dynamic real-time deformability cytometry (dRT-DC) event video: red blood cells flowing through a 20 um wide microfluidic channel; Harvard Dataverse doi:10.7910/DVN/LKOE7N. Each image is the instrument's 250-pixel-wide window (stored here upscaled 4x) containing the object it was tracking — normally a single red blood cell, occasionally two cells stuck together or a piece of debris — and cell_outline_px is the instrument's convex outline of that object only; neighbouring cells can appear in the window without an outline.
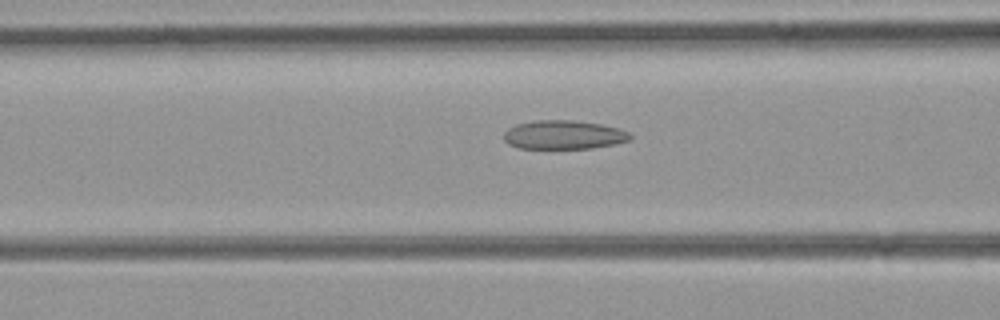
{"species": "common noctule bat (a hibernating species)", "species_latin": "Nyctalus noctula", "temperature_condition": "room temperature", "stored_images_in_passage": 49, "camera_frame_rate_fps": 3000, "um_per_image_px": 0.085, "animal": {"sex": "female", "body_mass_g": 21.9}, "frame": {"image": 1, "passage_image": 18, "time_ms": 5.667, "image_size_px": [1000, 320], "cell_outline_px": [[632, 140], [616, 144], [592, 148], [520, 148], [508, 144], [504, 140], [504, 132], [508, 128], [516, 124], [536, 120], [572, 120], [600, 124], [620, 128], [628, 132], [632, 136]], "centroid_in_image_um": [47.94, 11.46], "position_along_channel_um": 118.7, "area_um2": 21.33}}
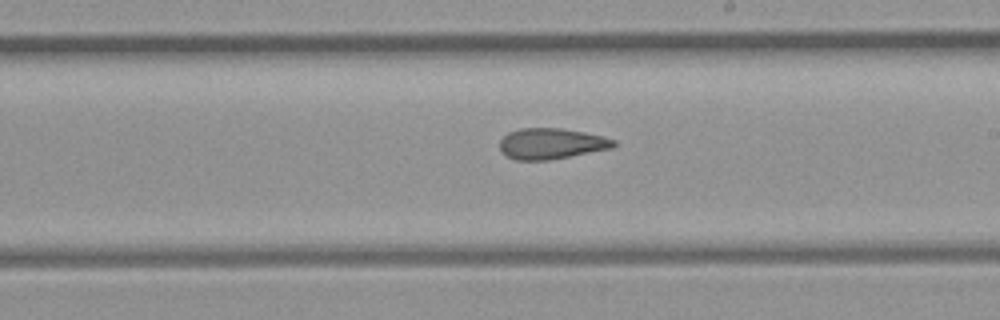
{"frame": {"image": 2, "passage_image": 27, "time_ms": 8.667, "image_size_px": [1000, 320], "cell_outline_px": [[616, 144], [612, 148], [548, 160], [516, 160], [500, 152], [500, 140], [508, 132], [520, 128], [560, 128], [584, 132], [604, 136], [616, 140]], "centroid_in_image_um": [46.85, 12.2], "position_along_channel_um": 242.1, "area_um2": 20.46}}
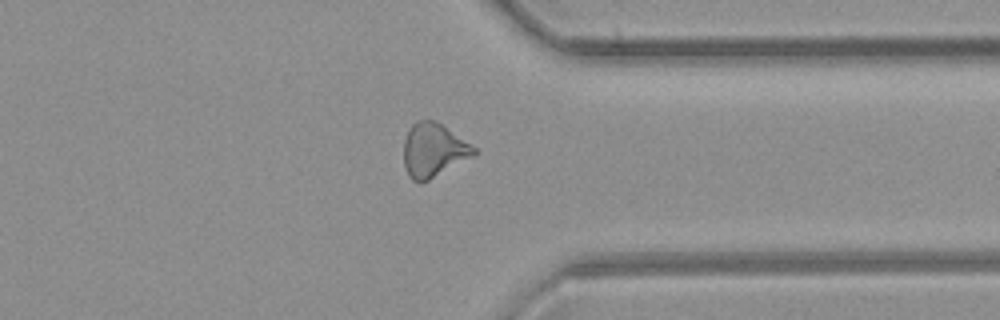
{"frame": {"image": 3, "passage_image": 37, "time_ms": 12.0, "image_size_px": [1000, 320], "cell_outline_px": [[476, 156], [420, 184], [412, 180], [408, 176], [404, 168], [404, 140], [412, 124], [420, 120], [436, 120], [476, 148]], "centroid_in_image_um": [36.85, 12.79], "position_along_channel_um": 374.6, "area_um2": 22.14}}